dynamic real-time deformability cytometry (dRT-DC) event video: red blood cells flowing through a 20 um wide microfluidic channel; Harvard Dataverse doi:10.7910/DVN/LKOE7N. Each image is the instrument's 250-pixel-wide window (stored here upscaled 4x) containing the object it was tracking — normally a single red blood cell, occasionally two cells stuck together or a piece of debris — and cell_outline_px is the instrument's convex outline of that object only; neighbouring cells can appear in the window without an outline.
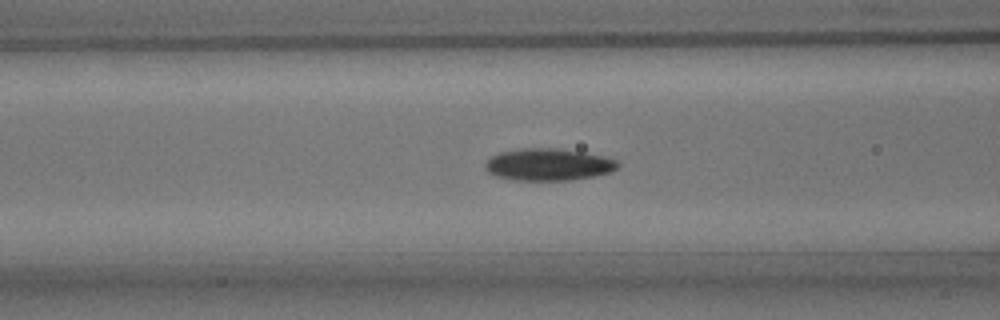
{"species": "common noctule bat (a hibernating species)", "species_latin": "Nyctalus noctula", "temperature_condition": "room temperature", "stored_images_in_passage": 53, "camera_frame_rate_fps": 3000, "um_per_image_px": 0.085, "animal": {"sex": "male", "body_mass_g": 15.6}, "frame": {"image": 1, "passage_image": 20, "time_ms": 6.333, "image_size_px": [1000, 320], "cell_outline_px": [[620, 164], [612, 172], [596, 176], [572, 180], [512, 180], [496, 176], [488, 172], [484, 168], [484, 164], [492, 156], [500, 152], [520, 148], [560, 148], [604, 156], [616, 160]], "centroid_in_image_um": [46.62, 13.99], "position_along_channel_um": 120.0, "area_um2": 24.97}}
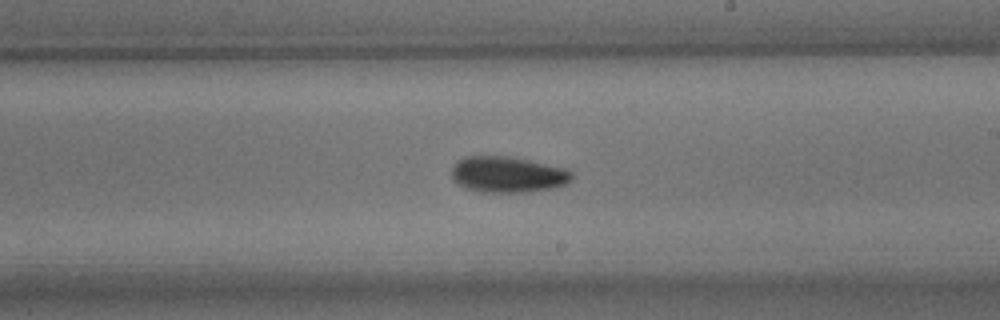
{"frame": {"image": 2, "passage_image": 30, "time_ms": 9.667, "image_size_px": [1000, 320], "cell_outline_px": [[572, 180], [568, 184], [556, 188], [528, 192], [480, 192], [464, 188], [452, 180], [452, 168], [456, 160], [464, 156], [512, 156], [564, 168], [572, 172]], "centroid_in_image_um": [43.15, 14.84], "position_along_channel_um": 245.9, "area_um2": 25.66}}
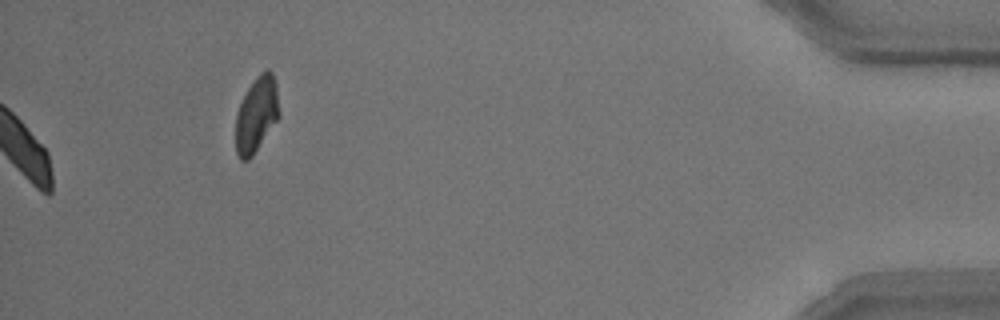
{"frame": {"image": 3, "passage_image": 53, "time_ms": 17.333, "image_size_px": [1000, 320], "cell_outline_px": [[280, 116], [252, 156], [248, 160], [240, 160], [236, 152], [236, 112], [248, 88], [256, 76], [264, 68], [268, 68], [272, 72], [276, 84], [280, 112]], "centroid_in_image_um": [21.81, 9.71], "position_along_channel_um": 413.4, "area_um2": 19.19}, "authors_computed_cell_mechanics": {"area_um2": 23.6402, "velocity_mm_per_s": 3.7791, "shape_relaxation_time_tau1_ms": 2.5278, "shape_relaxation_time_tau2_ms": 3.9821, "deformation_change_tau1": 0.1095, "deformation_change_tau2": 0.0842}}